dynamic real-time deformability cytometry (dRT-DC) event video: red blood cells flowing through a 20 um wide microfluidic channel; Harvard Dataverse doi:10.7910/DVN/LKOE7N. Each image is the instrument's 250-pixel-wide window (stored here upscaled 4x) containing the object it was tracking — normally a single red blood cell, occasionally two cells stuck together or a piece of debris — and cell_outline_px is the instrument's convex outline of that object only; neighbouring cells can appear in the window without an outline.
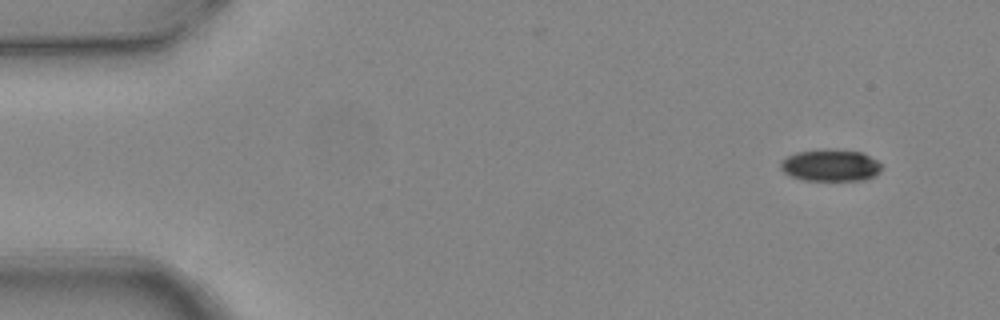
{"species": "common noctule bat (a hibernating species)", "species_latin": "Nyctalus noctula", "temperature_condition": "warm", "stored_images_in_passage": 4, "camera_frame_rate_fps": 3000, "um_per_image_px": 0.085, "animal": {"sex": "female", "body_mass_g": 24.6, "forearm_length_mm": 56.2}, "frame": {"image": 1, "passage_image": 1, "time_ms": 0.0, "image_size_px": [1000, 320], "cell_outline_px": [[880, 172], [876, 176], [864, 180], [804, 180], [792, 176], [784, 172], [780, 168], [780, 160], [796, 152], [860, 152], [876, 160], [880, 164]], "centroid_in_image_um": [70.58, 14.11], "position_along_channel_um": 14.4, "area_um2": 17.86}}
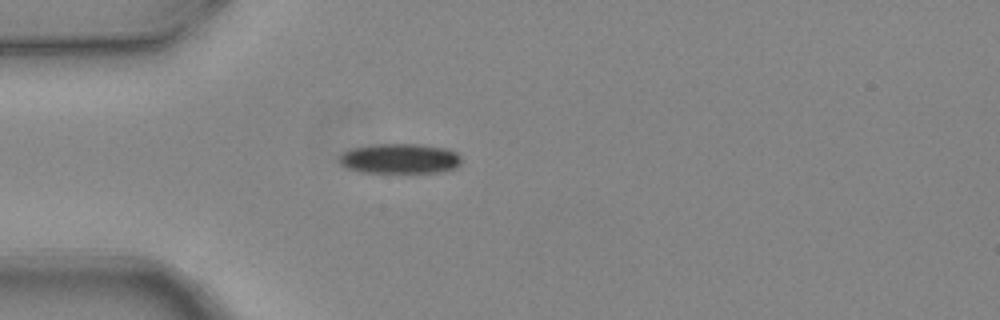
{"frame": {"image": 2, "passage_image": 4, "time_ms": 1.0, "image_size_px": [1000, 320], "cell_outline_px": [[460, 164], [456, 168], [444, 172], [364, 172], [348, 168], [340, 164], [340, 156], [344, 152], [352, 148], [380, 144], [420, 144], [444, 148], [456, 152], [460, 156]], "centroid_in_image_um": [34.03, 13.48], "position_along_channel_um": 51.0, "area_um2": 21.15}}